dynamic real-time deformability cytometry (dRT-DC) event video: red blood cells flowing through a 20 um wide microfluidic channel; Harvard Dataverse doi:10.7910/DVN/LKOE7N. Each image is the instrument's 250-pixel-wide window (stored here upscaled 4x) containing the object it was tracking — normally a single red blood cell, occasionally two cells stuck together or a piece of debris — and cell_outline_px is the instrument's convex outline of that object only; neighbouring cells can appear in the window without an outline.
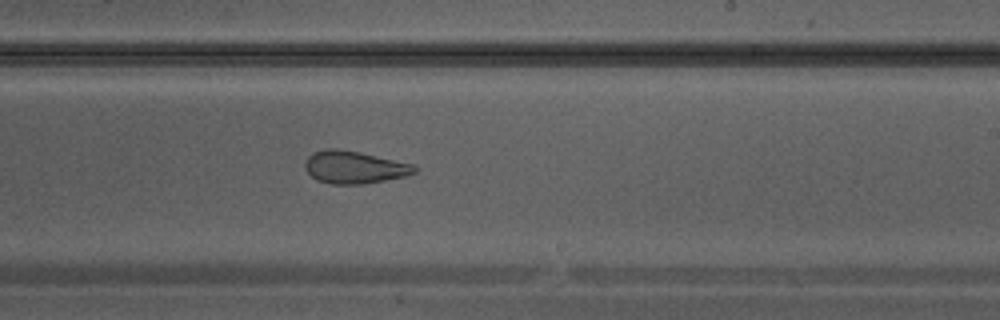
{"species": "Egyptian fruit bat (a non-hibernating species)", "species_latin": "Rousettus aegyptiacus", "temperature_condition": "warm", "stored_images_in_passage": 31, "camera_frame_rate_fps": 3000, "um_per_image_px": 0.085, "animal": {"sex": "male"}, "frame": {"image": 1, "passage_image": 18, "time_ms": 5.667, "image_size_px": [1000, 320], "cell_outline_px": [[416, 172], [404, 176], [364, 184], [332, 184], [316, 180], [304, 168], [304, 160], [312, 152], [328, 148], [340, 148], [360, 152], [412, 164], [416, 168]], "centroid_in_image_um": [30.05, 14.2], "position_along_channel_um": 259.0, "area_um2": 20.75}}